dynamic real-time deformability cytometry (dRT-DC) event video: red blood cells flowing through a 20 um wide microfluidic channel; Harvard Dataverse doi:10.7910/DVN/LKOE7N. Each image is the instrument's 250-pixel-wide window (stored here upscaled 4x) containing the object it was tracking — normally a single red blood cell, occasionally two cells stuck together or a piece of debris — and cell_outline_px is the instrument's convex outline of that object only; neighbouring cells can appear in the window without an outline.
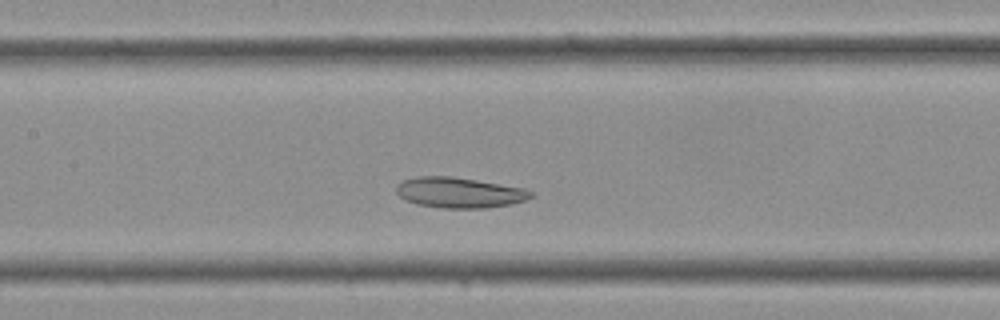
{"species": "Egyptian fruit bat (a non-hibernating species)", "species_latin": "Rousettus aegyptiacus", "temperature_condition": "cold", "stored_images_in_passage": 32, "camera_frame_rate_fps": 3000, "um_per_image_px": 0.085, "frame": {"image": 1, "passage_image": 12, "time_ms": 3.667, "image_size_px": [1000, 320], "cell_outline_px": [[536, 196], [512, 204], [488, 208], [440, 208], [416, 204], [404, 200], [396, 192], [396, 184], [404, 180], [416, 176], [448, 176], [476, 180], [524, 188], [532, 192]], "centroid_in_image_um": [39.03, 16.38], "position_along_channel_um": 168.4, "area_um2": 24.04}}
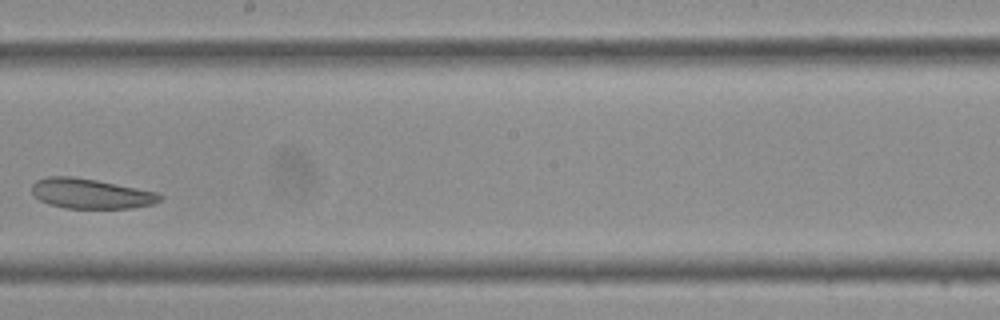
{"frame": {"image": 2, "passage_image": 16, "time_ms": 5.0, "image_size_px": [1000, 320], "cell_outline_px": [[164, 196], [160, 200], [152, 204], [132, 208], [64, 208], [48, 204], [40, 200], [32, 192], [32, 184], [36, 180], [48, 176], [72, 176], [96, 180], [160, 192]], "centroid_in_image_um": [7.74, 16.45], "position_along_channel_um": 240.5, "area_um2": 22.48}}
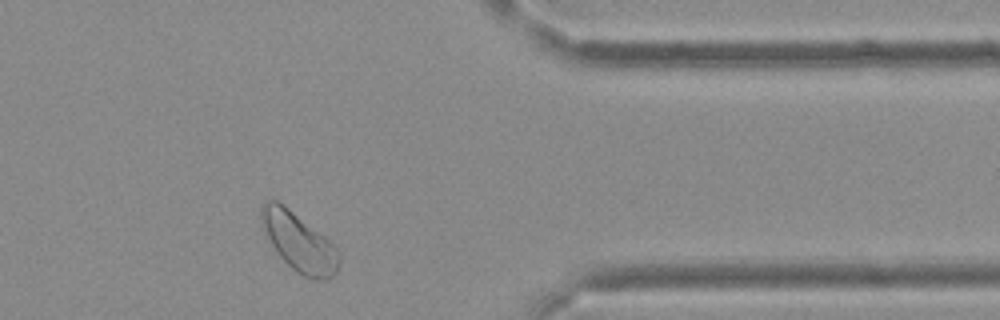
{"frame": {"image": 3, "passage_image": 25, "time_ms": 8.0, "image_size_px": [1000, 320], "cell_outline_px": [[340, 264], [336, 272], [328, 280], [312, 280], [300, 276], [276, 252], [264, 232], [260, 224], [260, 204], [264, 200], [276, 200], [284, 204], [324, 236], [340, 252]], "centroid_in_image_um": [25.38, 20.58], "position_along_channel_um": 386.0, "area_um2": 26.88}}